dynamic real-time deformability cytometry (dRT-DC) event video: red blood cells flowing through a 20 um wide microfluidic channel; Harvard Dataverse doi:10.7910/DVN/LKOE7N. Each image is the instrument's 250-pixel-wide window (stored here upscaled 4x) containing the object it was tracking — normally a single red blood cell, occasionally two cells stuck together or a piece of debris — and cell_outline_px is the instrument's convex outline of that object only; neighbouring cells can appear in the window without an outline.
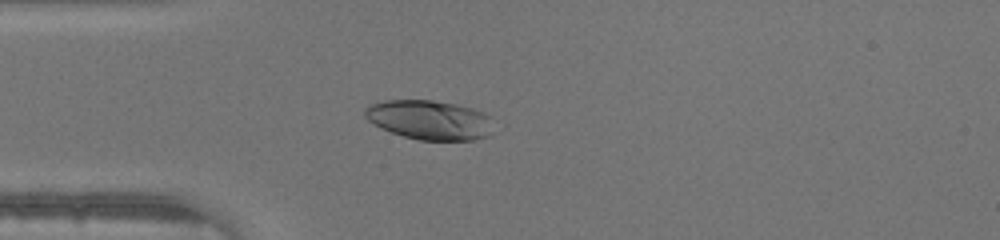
{"species": "human", "species_latin": "Homo sapiens", "temperature_condition": "warm", "stored_images_in_passage": 30, "camera_frame_rate_fps": 3000, "um_per_image_px": 0.085, "donor": {"sex": "male"}, "frame": {"image": 1, "passage_image": 1, "time_ms": 0.0, "image_size_px": [1000, 240], "cell_outline_px": [[492, 136], [472, 140], [420, 140], [404, 136], [380, 128], [368, 120], [364, 116], [364, 108], [368, 104], [384, 100], [432, 100], [456, 104], [472, 108], [484, 112], [488, 116]], "centroid_in_image_um": [36.47, 10.19], "position_along_channel_um": 48.5, "area_um2": 29.59}}
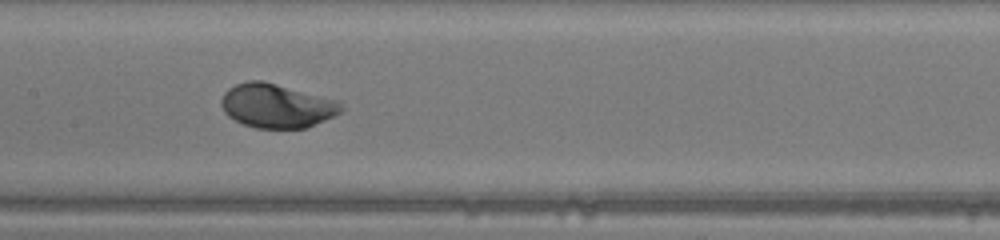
{"frame": {"image": 2, "passage_image": 11, "time_ms": 3.333, "image_size_px": [1000, 240], "cell_outline_px": [[344, 108], [340, 112], [308, 128], [256, 128], [244, 124], [228, 116], [224, 112], [220, 104], [220, 100], [224, 92], [228, 88], [236, 84], [248, 80], [260, 80], [340, 100]], "centroid_in_image_um": [23.51, 8.99], "position_along_channel_um": 183.9, "area_um2": 30.81}}
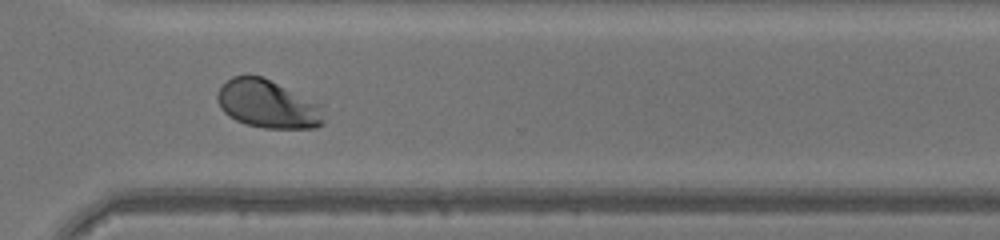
{"frame": {"image": 3, "passage_image": 22, "time_ms": 7.0, "image_size_px": [1000, 240], "cell_outline_px": [[324, 124], [316, 128], [264, 128], [244, 124], [228, 116], [220, 108], [216, 100], [216, 92], [232, 76], [248, 72], [260, 76], [320, 104], [324, 120]], "centroid_in_image_um": [22.7, 8.84], "position_along_channel_um": 347.9, "area_um2": 30.0}}